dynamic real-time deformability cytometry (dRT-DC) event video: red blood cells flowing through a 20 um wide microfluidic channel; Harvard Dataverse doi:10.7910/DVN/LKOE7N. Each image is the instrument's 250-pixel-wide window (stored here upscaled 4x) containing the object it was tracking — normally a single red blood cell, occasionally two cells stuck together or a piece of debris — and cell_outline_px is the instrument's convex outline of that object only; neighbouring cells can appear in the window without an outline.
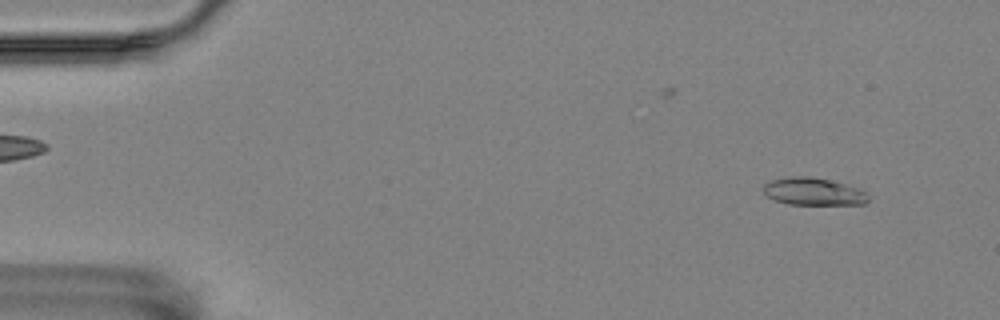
{"species": "Egyptian fruit bat (a non-hibernating species)", "species_latin": "Rousettus aegyptiacus", "temperature_condition": "room temperature", "stored_images_in_passage": 9, "camera_frame_rate_fps": 3000, "um_per_image_px": 0.085, "animal": {"sex": "female"}, "frame": {"image": 1, "passage_image": 1, "time_ms": 0.0, "image_size_px": [1000, 320], "cell_outline_px": [[868, 200], [864, 204], [788, 204], [776, 200], [768, 196], [764, 192], [764, 184], [772, 180], [792, 176], [808, 176], [828, 180], [844, 184], [856, 188], [864, 192], [868, 196]], "centroid_in_image_um": [69.12, 16.28], "position_along_channel_um": 15.9, "area_um2": 16.36}}
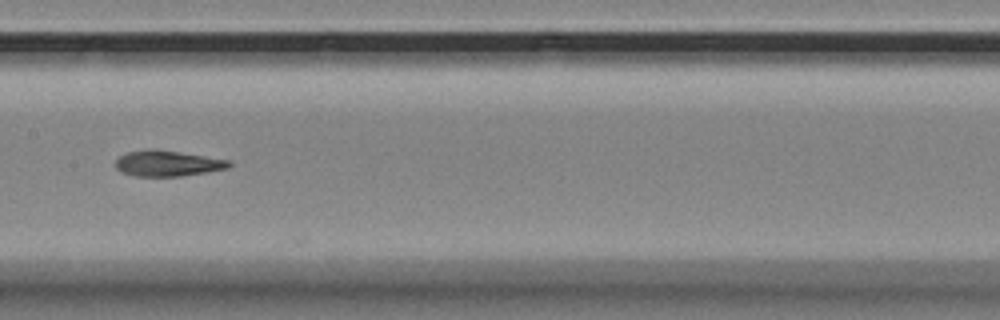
{"frame": {"image": 2, "passage_image": 8, "time_ms": 2.333, "image_size_px": [1000, 320], "cell_outline_px": [[232, 164], [228, 168], [180, 176], [136, 176], [120, 172], [116, 168], [116, 160], [120, 156], [128, 152], [152, 148], [204, 156], [228, 160]], "centroid_in_image_um": [14.2, 13.89], "position_along_channel_um": 193.2, "area_um2": 16.76}}
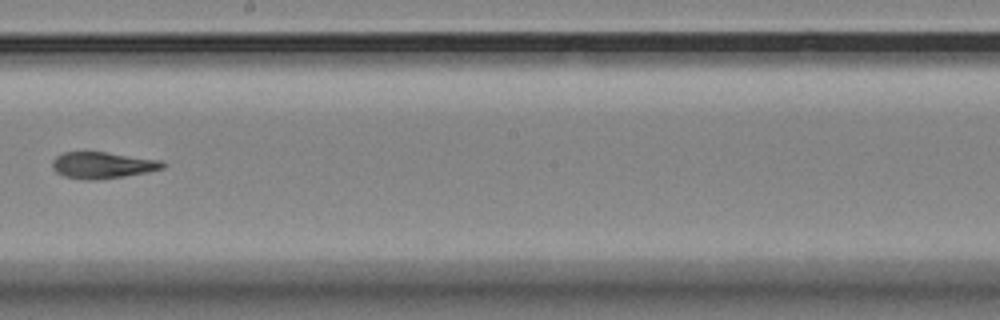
{"frame": {"image": 3, "passage_image": 9, "time_ms": 2.667, "image_size_px": [1000, 320], "cell_outline_px": [[164, 168], [124, 176], [92, 180], [88, 180], [64, 176], [56, 172], [52, 168], [52, 160], [56, 156], [64, 152], [108, 152], [164, 160]], "centroid_in_image_um": [8.71, 14.02], "position_along_channel_um": 239.5, "area_um2": 16.99}}